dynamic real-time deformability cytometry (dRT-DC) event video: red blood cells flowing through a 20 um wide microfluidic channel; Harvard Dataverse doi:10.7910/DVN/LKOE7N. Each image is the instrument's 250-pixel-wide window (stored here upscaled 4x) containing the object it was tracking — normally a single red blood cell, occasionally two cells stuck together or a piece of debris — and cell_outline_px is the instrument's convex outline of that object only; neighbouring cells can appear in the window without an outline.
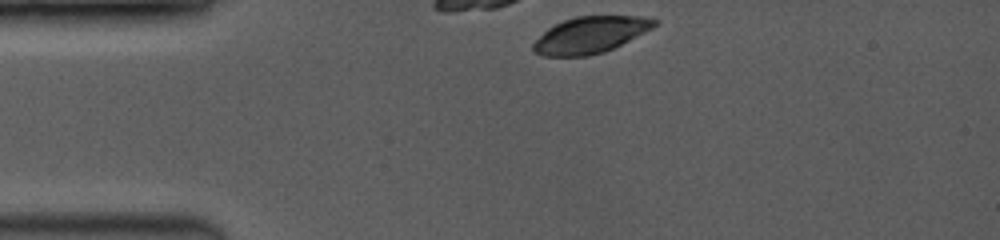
{"species": "common noctule bat (a hibernating species)", "species_latin": "Nyctalus noctula", "temperature_condition": "room temperature", "stored_images_in_passage": 13, "camera_frame_rate_fps": 3500, "um_per_image_px": 0.085, "animal": {"sex": "female", "body_mass_g": 19.0, "forearm_length_mm": 53.3}, "frame": {"image": 1, "passage_image": 1, "time_ms": 0.0, "image_size_px": [1000, 240], "cell_outline_px": [[656, 24], [652, 28], [604, 52], [588, 56], [544, 56], [536, 52], [532, 48], [532, 44], [548, 28], [564, 20], [576, 16], [640, 16], [656, 20]], "centroid_in_image_um": [50.14, 2.97], "position_along_channel_um": 34.9, "area_um2": 25.26}}
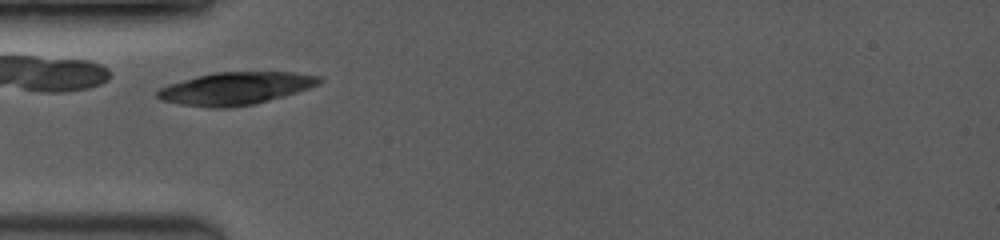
{"frame": {"image": 2, "passage_image": 11, "time_ms": 1.714, "image_size_px": [1000, 240], "cell_outline_px": [[324, 80], [320, 84], [284, 96], [252, 104], [232, 108], [208, 108], [180, 104], [160, 100], [156, 96], [156, 92], [160, 88], [168, 84], [196, 76], [212, 72], [292, 72], [320, 76]], "centroid_in_image_um": [20.0, 7.51], "position_along_channel_um": 65.0, "area_um2": 30.81}}